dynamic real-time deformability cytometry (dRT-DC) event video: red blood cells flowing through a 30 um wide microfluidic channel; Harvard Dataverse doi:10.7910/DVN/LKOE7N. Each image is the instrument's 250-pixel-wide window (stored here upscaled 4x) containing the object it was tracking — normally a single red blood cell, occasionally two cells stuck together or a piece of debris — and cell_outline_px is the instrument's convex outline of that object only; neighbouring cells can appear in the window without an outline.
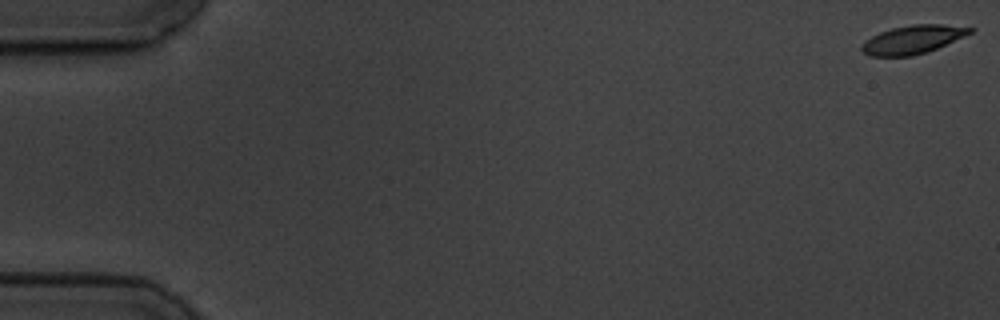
{"species": "common noctule bat (a hibernating species)", "species_latin": "Nyctalus noctula", "temperature_condition": "cold", "stored_images_in_passage": 6, "segment_of_instrument_passage": [2, 2], "camera_frame_rate_fps": 3000, "um_per_image_px": 0.085, "animal": {"sex": "male", "body_mass_g": 19.5, "forearm_length_mm": 54.6}, "frame": {"image": 1, "passage_image": 6, "time_ms": 7.0, "image_size_px": [1000, 320], "cell_outline_px": [[976, 28], [972, 32], [964, 36], [936, 48], [912, 56], [868, 56], [860, 48], [860, 44], [864, 40], [880, 32], [892, 28], [912, 24], [944, 24]], "centroid_in_image_um": [77.55, 3.35], "position_along_channel_um": 7.5, "area_um2": 17.86}}